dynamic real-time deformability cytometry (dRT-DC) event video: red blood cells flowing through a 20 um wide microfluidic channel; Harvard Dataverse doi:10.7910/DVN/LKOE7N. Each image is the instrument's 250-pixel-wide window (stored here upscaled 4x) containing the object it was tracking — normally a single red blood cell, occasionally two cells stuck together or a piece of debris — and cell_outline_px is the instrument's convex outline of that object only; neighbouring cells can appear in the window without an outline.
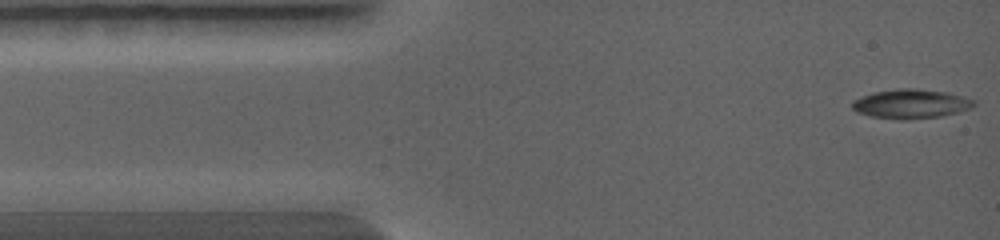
{"species": "common noctule bat (a hibernating species)", "species_latin": "Nyctalus noctula", "temperature_condition": "warm", "stored_images_in_passage": 58, "camera_frame_rate_fps": 5000, "um_per_image_px": 0.085, "animal": {"sex": "female", "body_mass_g": 19.0, "forearm_length_mm": 56.7}, "frame": {"image": 1, "passage_image": 1, "time_ms": 0.0, "image_size_px": [1000, 240], "cell_outline_px": [[976, 104], [972, 108], [960, 112], [940, 116], [904, 120], [900, 120], [872, 116], [856, 112], [852, 108], [852, 100], [860, 96], [876, 92], [896, 88], [916, 88], [948, 92], [964, 96], [976, 100]], "centroid_in_image_um": [77.46, 8.82], "position_along_channel_um": 7.5, "area_um2": 21.04}}
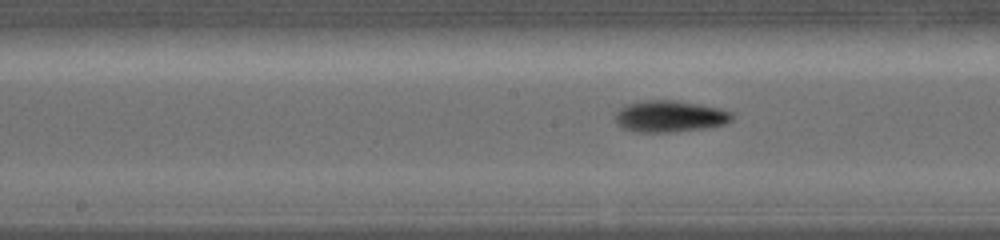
{"frame": {"image": 2, "passage_image": 25, "time_ms": 4.8, "image_size_px": [1000, 240], "cell_outline_px": [[732, 120], [724, 124], [708, 128], [668, 132], [632, 132], [616, 124], [616, 112], [624, 104], [644, 100], [676, 100], [720, 108], [732, 112]], "centroid_in_image_um": [56.91, 9.88], "position_along_channel_um": 191.3, "area_um2": 21.62}}
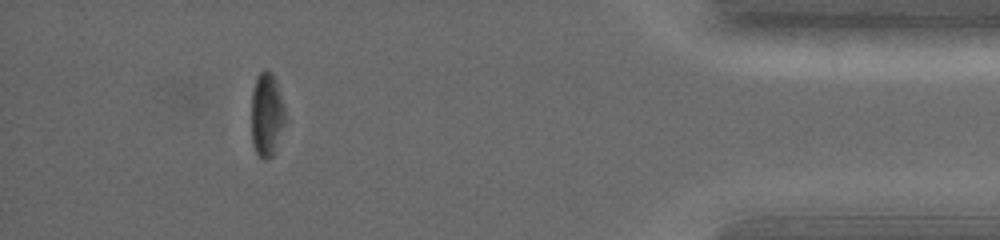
{"frame": {"image": 3, "passage_image": 50, "time_ms": 9.8, "image_size_px": [1000, 240], "cell_outline_px": [[284, 124], [272, 156], [268, 160], [264, 160], [256, 152], [252, 144], [252, 92], [256, 76], [264, 68], [268, 68], [272, 72], [284, 108]], "centroid_in_image_um": [22.64, 9.73], "position_along_channel_um": 412.6, "area_um2": 16.24}}